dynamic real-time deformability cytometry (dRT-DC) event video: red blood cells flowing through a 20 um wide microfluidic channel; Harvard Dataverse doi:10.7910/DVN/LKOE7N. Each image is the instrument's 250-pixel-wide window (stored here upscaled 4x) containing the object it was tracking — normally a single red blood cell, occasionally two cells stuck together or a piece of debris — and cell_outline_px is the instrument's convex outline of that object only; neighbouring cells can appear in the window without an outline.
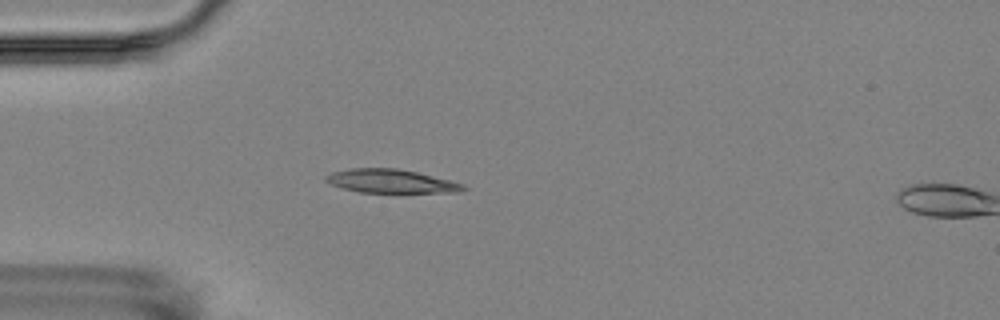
{"species": "Egyptian fruit bat (a non-hibernating species)", "species_latin": "Rousettus aegyptiacus", "temperature_condition": "room temperature", "stored_images_in_passage": 5, "camera_frame_rate_fps": 3000, "um_per_image_px": 0.085, "animal": {"sex": "female"}, "frame": {"image": 1, "passage_image": 4, "time_ms": 3.667, "image_size_px": [1000, 320], "cell_outline_px": [[468, 188], [460, 192], [360, 192], [344, 188], [332, 184], [324, 180], [324, 176], [332, 172], [352, 168], [396, 168], [416, 172], [464, 184]], "centroid_in_image_um": [33.22, 15.39], "position_along_channel_um": 51.8, "area_um2": 18.61}}